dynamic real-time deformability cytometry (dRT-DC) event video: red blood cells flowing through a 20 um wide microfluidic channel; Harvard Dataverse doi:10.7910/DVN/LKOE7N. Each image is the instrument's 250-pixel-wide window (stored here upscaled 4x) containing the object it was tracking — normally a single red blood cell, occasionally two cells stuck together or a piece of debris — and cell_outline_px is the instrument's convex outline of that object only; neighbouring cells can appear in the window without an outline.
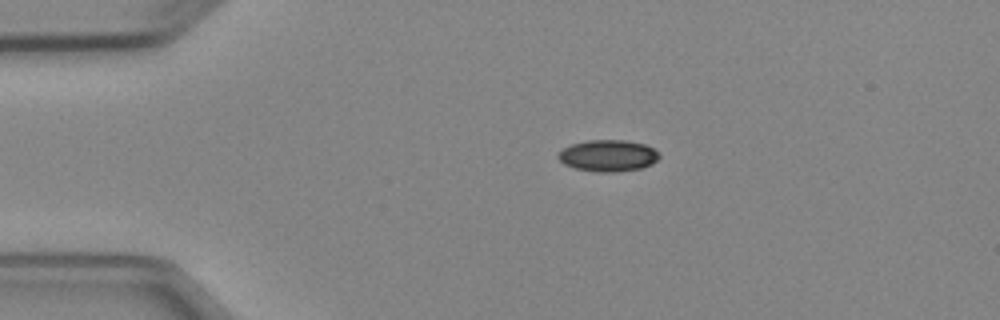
{"species": "Egyptian fruit bat (a non-hibernating species)", "species_latin": "Rousettus aegyptiacus", "temperature_condition": "cold", "stored_images_in_passage": 2, "camera_frame_rate_fps": 3000, "um_per_image_px": 0.085, "animal": {"sex": "female"}, "frame": {"image": 1, "passage_image": 1, "time_ms": 0.0, "image_size_px": [1000, 320], "cell_outline_px": [[660, 156], [652, 164], [640, 168], [616, 172], [596, 172], [576, 168], [564, 164], [556, 156], [564, 148], [572, 144], [588, 140], [624, 140], [644, 144], [652, 148]], "centroid_in_image_um": [51.67, 13.23], "position_along_channel_um": 33.3, "area_um2": 18.38}}
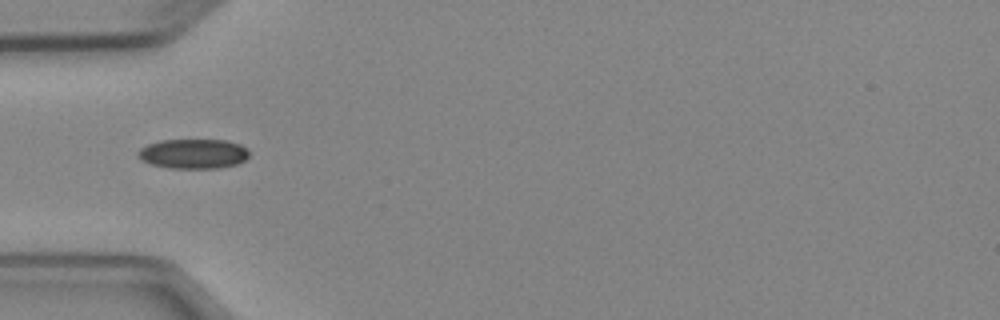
{"frame": {"image": 2, "passage_image": 2, "time_ms": 2.0, "image_size_px": [1000, 320], "cell_outline_px": [[248, 156], [244, 160], [236, 164], [220, 168], [168, 168], [148, 164], [140, 160], [136, 156], [136, 152], [140, 148], [148, 144], [160, 140], [228, 140], [240, 144], [248, 148]], "centroid_in_image_um": [16.39, 13.07], "position_along_channel_um": 68.6, "area_um2": 19.54}}